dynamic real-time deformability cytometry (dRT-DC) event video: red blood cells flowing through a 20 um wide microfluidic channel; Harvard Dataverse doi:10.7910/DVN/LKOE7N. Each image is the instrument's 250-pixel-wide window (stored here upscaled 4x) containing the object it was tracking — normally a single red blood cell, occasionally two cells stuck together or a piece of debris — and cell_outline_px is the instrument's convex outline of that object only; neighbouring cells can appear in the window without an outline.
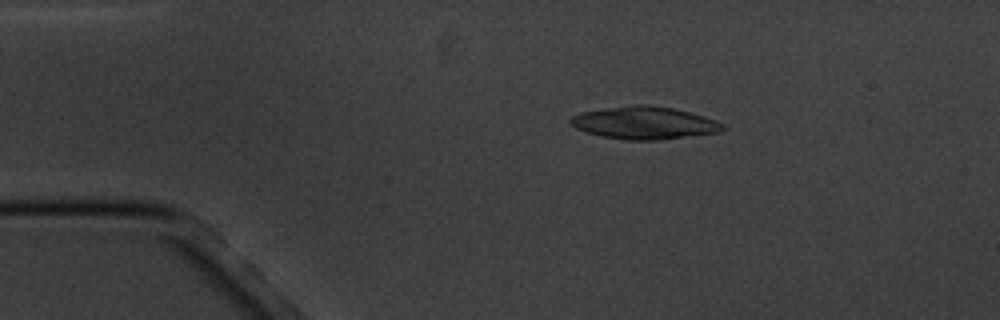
{"species": "common noctule bat (a hibernating species)", "species_latin": "Nyctalus noctula", "temperature_condition": "cold", "stored_images_in_passage": 6, "camera_frame_rate_fps": 3000, "um_per_image_px": 0.085, "animal": {"sex": "male", "body_mass_g": 20.1, "forearm_length_mm": 53.5}, "frame": {"image": 1, "passage_image": 3, "time_ms": 2.333, "image_size_px": [1000, 320], "cell_outline_px": [[724, 128], [720, 132], [656, 140], [624, 140], [600, 136], [576, 128], [568, 120], [572, 116], [580, 112], [636, 104], [648, 104], [672, 108], [704, 116], [716, 120], [724, 124]], "centroid_in_image_um": [54.76, 10.44], "position_along_channel_um": 30.2, "area_um2": 28.73}}